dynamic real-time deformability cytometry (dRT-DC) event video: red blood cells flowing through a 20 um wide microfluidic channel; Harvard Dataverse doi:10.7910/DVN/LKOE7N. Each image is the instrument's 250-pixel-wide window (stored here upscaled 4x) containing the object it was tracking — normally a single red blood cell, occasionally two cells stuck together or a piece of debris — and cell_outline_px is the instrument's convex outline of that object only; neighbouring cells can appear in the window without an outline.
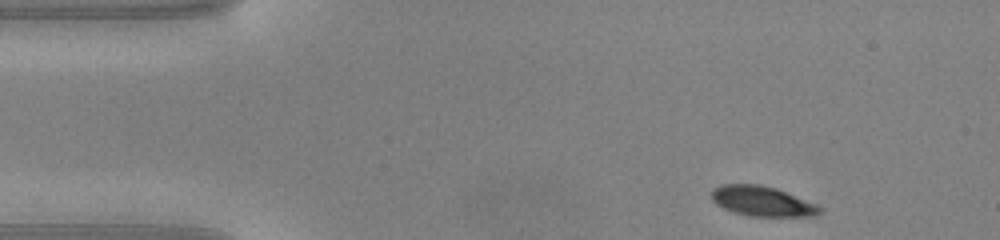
{"species": "common noctule bat (a hibernating species)", "species_latin": "Nyctalus noctula", "temperature_condition": "warm", "stored_images_in_passage": 44, "camera_frame_rate_fps": 3000, "um_per_image_px": 0.085, "animal": {"sex": "male", "body_mass_g": 20.0, "forearm_length_mm": 53.3}, "frame": {"image": 1, "passage_image": 1, "time_ms": 0.0, "image_size_px": [1000, 240], "cell_outline_px": [[820, 212], [808, 216], [748, 216], [724, 208], [716, 204], [712, 200], [712, 192], [716, 188], [724, 184], [760, 184], [776, 188], [816, 204], [820, 208]], "centroid_in_image_um": [64.76, 17.09], "position_along_channel_um": 20.2, "area_um2": 18.5}}
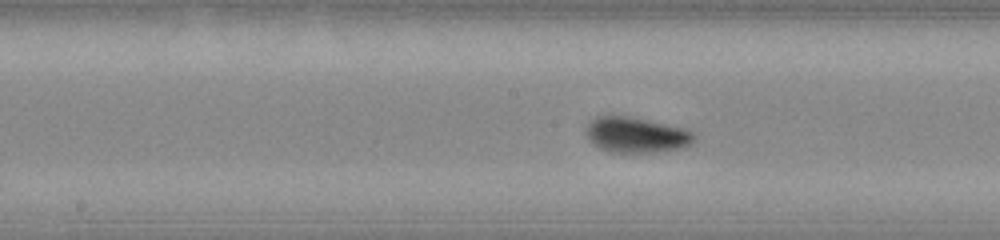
{"frame": {"image": 2, "passage_image": 19, "time_ms": 6.0, "image_size_px": [1000, 240], "cell_outline_px": [[692, 140], [688, 144], [676, 148], [648, 152], [608, 152], [600, 148], [588, 136], [588, 124], [596, 116], [632, 116], [680, 128], [692, 132]], "centroid_in_image_um": [54.01, 11.45], "position_along_channel_um": 194.2, "area_um2": 21.33}}
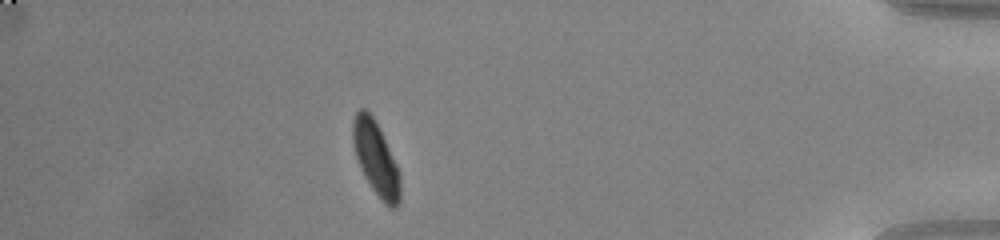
{"frame": {"image": 3, "passage_image": 38, "time_ms": 12.333, "image_size_px": [1000, 240], "cell_outline_px": [[400, 204], [396, 208], [388, 208], [384, 204], [372, 188], [364, 176], [356, 156], [352, 140], [352, 124], [356, 112], [360, 108], [364, 108], [372, 116], [396, 164], [400, 176]], "centroid_in_image_um": [31.94, 13.53], "position_along_channel_um": 403.3, "area_um2": 19.94}, "authors_computed_cell_mechanics": {"area_um2": 20.1722, "velocity_mm_per_s": 4.1362, "shape_relaxation_time_tau1_ms": 2.0056, "shape_relaxation_time_tau2_ms": null, "deformation_change_tau1": 0.1416, "deformation_change_tau2": null}}